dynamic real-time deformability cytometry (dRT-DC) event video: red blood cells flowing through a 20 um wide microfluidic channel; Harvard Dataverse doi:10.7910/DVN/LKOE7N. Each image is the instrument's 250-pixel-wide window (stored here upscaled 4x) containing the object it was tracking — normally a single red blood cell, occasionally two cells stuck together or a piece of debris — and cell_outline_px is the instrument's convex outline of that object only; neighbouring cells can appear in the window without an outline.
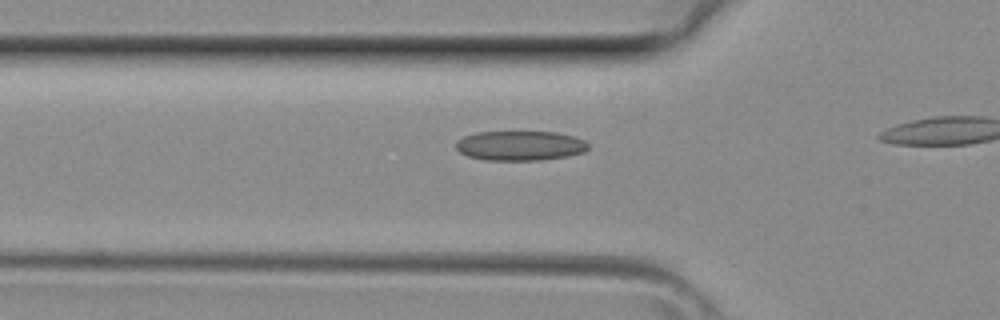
{"species": "common noctule bat (a hibernating species)", "species_latin": "Nyctalus noctula", "temperature_condition": "room temperature", "stored_images_in_passage": 8, "camera_frame_rate_fps": 3000, "um_per_image_px": 0.085, "animal": {"sex": "female", "body_mass_g": 29.2, "forearm_length_mm": 56.3}, "frame": {"image": 1, "passage_image": 6, "time_ms": 1.667, "image_size_px": [1000, 320], "cell_outline_px": [[588, 148], [584, 152], [568, 156], [540, 160], [484, 160], [468, 156], [460, 152], [456, 148], [456, 140], [464, 136], [476, 132], [556, 132], [572, 136], [584, 140], [588, 144]], "centroid_in_image_um": [44.19, 12.38], "position_along_channel_um": 81.6, "area_um2": 22.89}}